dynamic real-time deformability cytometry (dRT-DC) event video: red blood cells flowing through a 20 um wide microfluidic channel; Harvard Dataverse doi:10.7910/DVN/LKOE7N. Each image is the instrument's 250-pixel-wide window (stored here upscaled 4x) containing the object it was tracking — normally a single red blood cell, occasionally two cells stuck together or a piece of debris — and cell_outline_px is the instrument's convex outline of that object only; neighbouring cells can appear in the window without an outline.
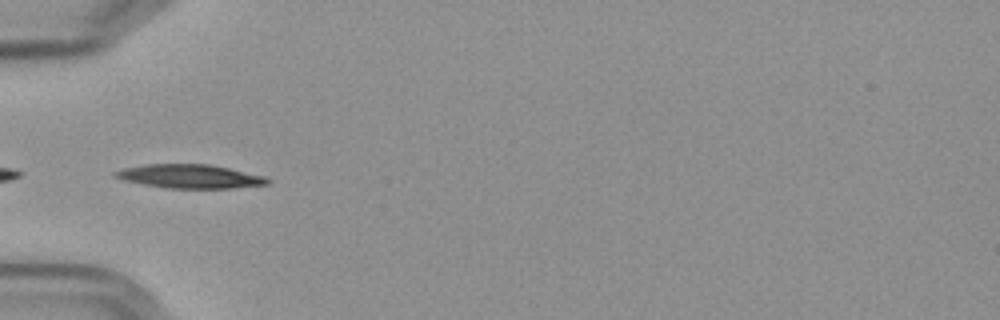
{"species": "Egyptian fruit bat (a non-hibernating species)", "species_latin": "Rousettus aegyptiacus", "temperature_condition": "cold", "stored_images_in_passage": 39, "camera_frame_rate_fps": 3000, "um_per_image_px": 0.085, "frame": {"image": 1, "passage_image": 1, "time_ms": 0.0, "image_size_px": [1000, 320], "cell_outline_px": [[272, 180], [268, 184], [232, 188], [168, 188], [144, 184], [124, 180], [112, 176], [112, 172], [124, 168], [144, 164], [208, 164], [228, 168], [264, 176]], "centroid_in_image_um": [16.12, 14.99], "position_along_channel_um": 68.9, "area_um2": 20.98}}
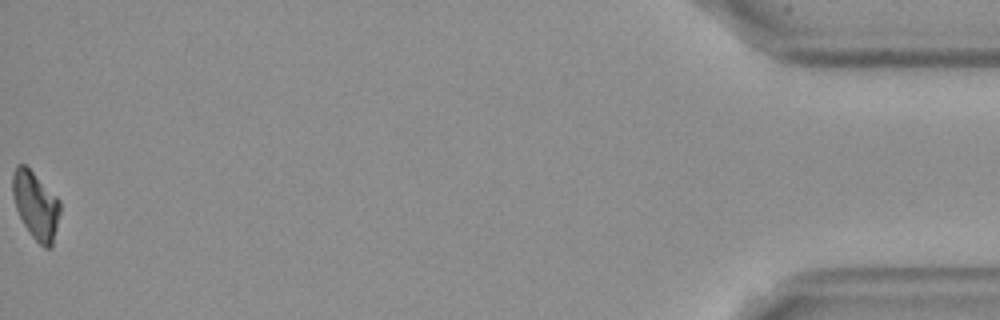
{"frame": {"image": 2, "passage_image": 39, "time_ms": 12.667, "image_size_px": [1000, 320], "cell_outline_px": [[60, 212], [52, 248], [44, 248], [32, 236], [24, 224], [16, 208], [12, 192], [12, 172], [16, 164], [24, 164], [60, 200]], "centroid_in_image_um": [3.03, 17.45], "position_along_channel_um": 432.2, "area_um2": 18.5}, "authors_computed_cell_mechanics": {"area_um2": 19.7098, "velocity_mm_per_s": 3.5877, "shape_relaxation_time_tau1_ms": 4.4472, "shape_relaxation_time_tau2_ms": null, "deformation_change_tau1": 0.1335, "deformation_change_tau2": null}}